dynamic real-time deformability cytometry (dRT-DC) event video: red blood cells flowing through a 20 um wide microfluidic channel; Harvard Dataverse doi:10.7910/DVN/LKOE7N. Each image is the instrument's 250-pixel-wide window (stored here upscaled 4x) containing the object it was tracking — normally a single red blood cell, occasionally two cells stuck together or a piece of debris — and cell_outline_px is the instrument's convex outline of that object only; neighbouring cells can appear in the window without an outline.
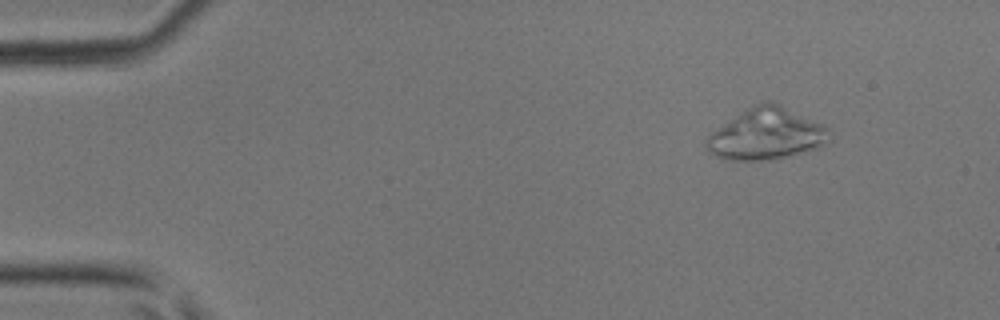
{"species": "common noctule bat (a hibernating species)", "species_latin": "Nyctalus noctula", "temperature_condition": "room temperature", "stored_images_in_passage": 46, "camera_frame_rate_fps": 3000, "um_per_image_px": 0.085, "animal": {"sex": "male", "body_mass_g": 17.9, "forearm_length_mm": 54.2}, "frame": {"image": 1, "passage_image": 6, "time_ms": 1.667, "image_size_px": [1000, 320], "cell_outline_px": [[832, 140], [820, 148], [772, 160], [728, 160], [716, 156], [708, 152], [704, 148], [704, 140], [716, 128], [744, 112], [768, 100], [780, 104], [828, 128]], "centroid_in_image_um": [65.15, 11.44], "position_along_channel_um": 19.8, "area_um2": 36.47}}
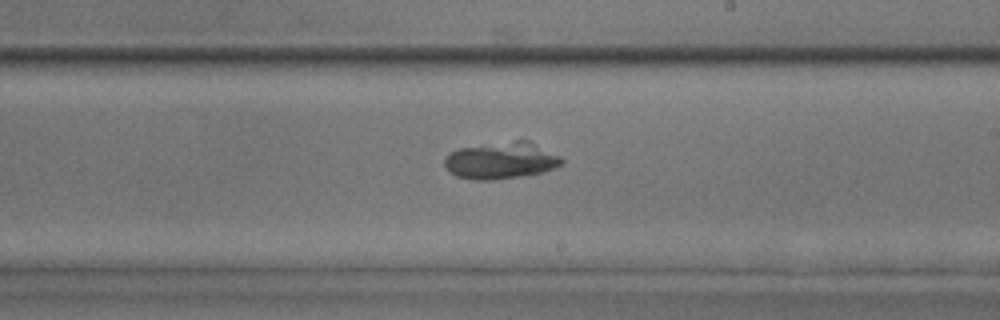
{"frame": {"image": 2, "passage_image": 27, "time_ms": 8.667, "image_size_px": [1000, 320], "cell_outline_px": [[564, 164], [556, 168], [544, 172], [520, 176], [492, 180], [472, 180], [456, 176], [448, 172], [444, 164], [444, 156], [448, 152], [460, 148], [516, 140], [528, 140], [560, 156], [564, 160]], "centroid_in_image_um": [42.58, 13.65], "position_along_channel_um": 246.4, "area_um2": 25.37}}
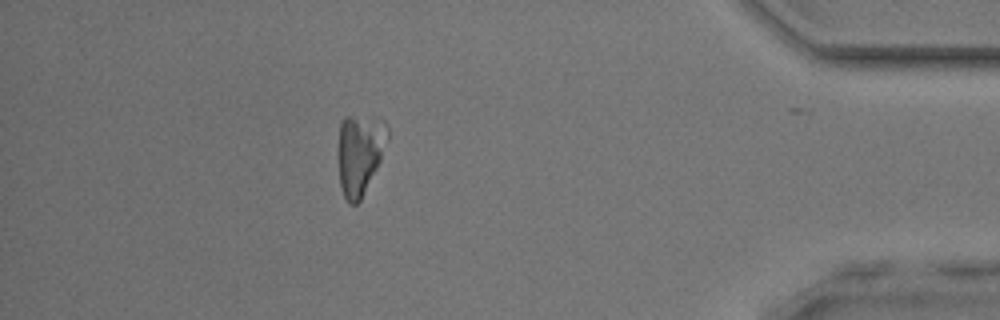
{"frame": {"image": 3, "passage_image": 40, "time_ms": 13.0, "image_size_px": [1000, 320], "cell_outline_px": [[388, 140], [380, 160], [360, 200], [356, 204], [348, 204], [344, 196], [340, 184], [336, 156], [340, 124], [344, 116], [352, 116], [384, 120], [388, 124]], "centroid_in_image_um": [30.54, 13.06], "position_along_channel_um": 404.7, "area_um2": 23.47}}